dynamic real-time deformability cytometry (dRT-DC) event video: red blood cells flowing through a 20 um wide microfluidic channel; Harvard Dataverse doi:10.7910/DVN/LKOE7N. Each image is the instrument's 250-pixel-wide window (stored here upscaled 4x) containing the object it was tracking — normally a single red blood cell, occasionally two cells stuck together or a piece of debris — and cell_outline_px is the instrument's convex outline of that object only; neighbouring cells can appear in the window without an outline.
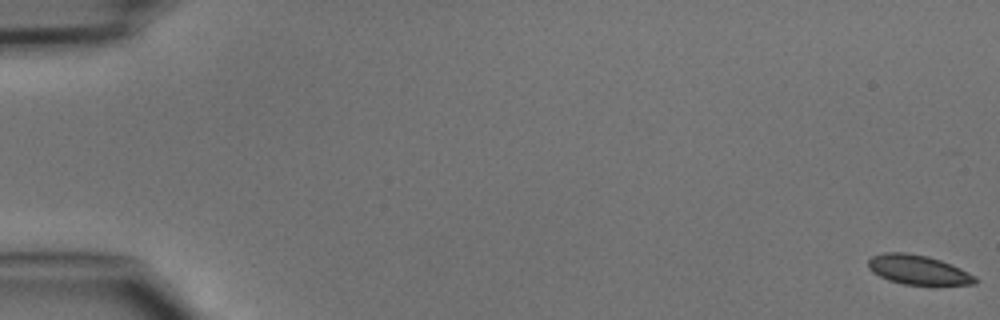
{"species": "common noctule bat (a hibernating species)", "species_latin": "Nyctalus noctula", "temperature_condition": "cold", "stored_images_in_passage": 49, "camera_frame_rate_fps": 3000, "um_per_image_px": 0.085, "animal": {"sex": "male", "body_mass_g": 15.6}, "frame": {"image": 1, "passage_image": 1, "time_ms": 0.0, "image_size_px": [1000, 320], "cell_outline_px": [[976, 284], [904, 284], [888, 280], [872, 272], [868, 268], [868, 260], [872, 256], [884, 252], [904, 252], [928, 256], [952, 264], [976, 276]], "centroid_in_image_um": [78.01, 22.92], "position_along_channel_um": 7.0, "area_um2": 18.21}}
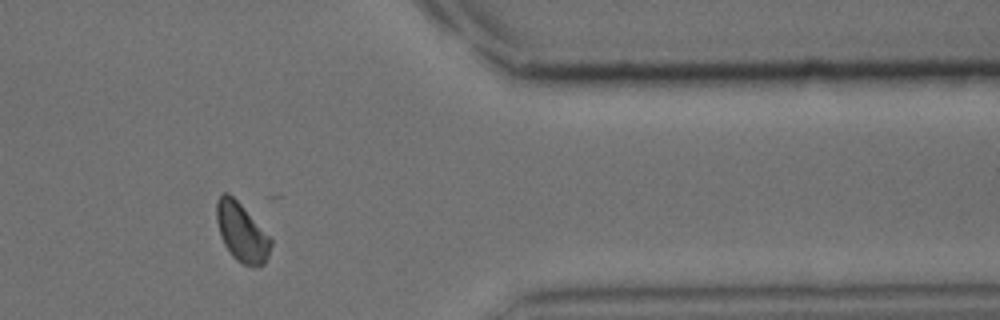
{"frame": {"image": 2, "passage_image": 41, "time_ms": 13.333, "image_size_px": [1000, 320], "cell_outline_px": [[272, 244], [268, 256], [264, 264], [256, 268], [244, 264], [236, 260], [232, 256], [224, 244], [220, 236], [216, 220], [216, 200], [224, 192], [228, 192], [240, 204], [272, 240]], "centroid_in_image_um": [20.52, 19.77], "position_along_channel_um": 390.9, "area_um2": 18.38}}
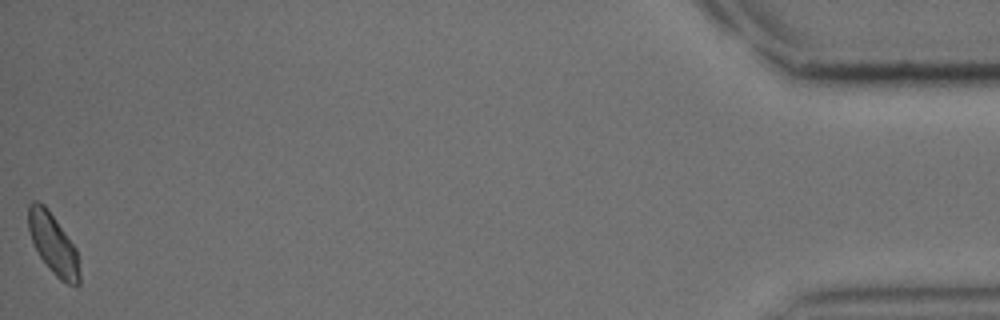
{"frame": {"image": 3, "passage_image": 49, "time_ms": 16.0, "image_size_px": [1000, 320], "cell_outline_px": [[80, 284], [76, 288], [60, 280], [48, 268], [40, 256], [32, 240], [28, 228], [28, 204], [32, 200], [36, 200], [44, 204], [48, 208], [76, 248], [80, 272]], "centroid_in_image_um": [4.53, 20.75], "position_along_channel_um": 430.7, "area_um2": 18.21}}